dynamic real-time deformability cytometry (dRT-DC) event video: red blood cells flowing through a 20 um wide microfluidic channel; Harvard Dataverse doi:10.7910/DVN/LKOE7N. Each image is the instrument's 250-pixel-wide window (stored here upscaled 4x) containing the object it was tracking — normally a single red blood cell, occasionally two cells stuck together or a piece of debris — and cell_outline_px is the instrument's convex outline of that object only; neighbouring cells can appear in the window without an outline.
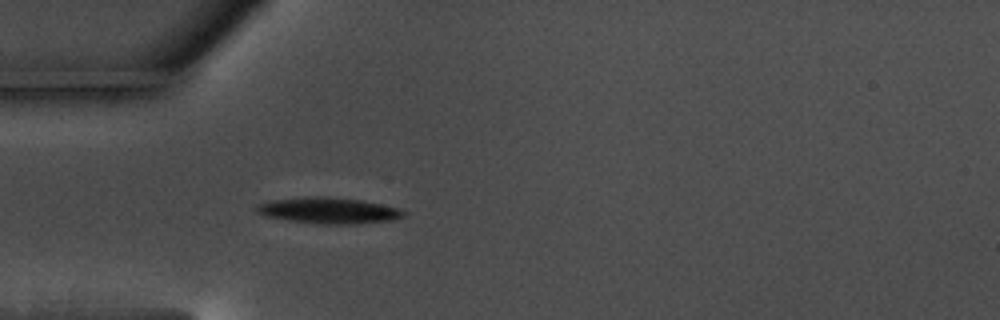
{"species": "common noctule bat (a hibernating species)", "species_latin": "Nyctalus noctula", "temperature_condition": "warm", "stored_images_in_passage": 41, "camera_frame_rate_fps": 3000, "um_per_image_px": 0.085, "animal": {"sex": "male", "body_mass_g": 17.5, "forearm_length_mm": 52.3}, "frame": {"image": 1, "passage_image": 1, "time_ms": 0.0, "image_size_px": [1000, 320], "cell_outline_px": [[408, 212], [404, 216], [392, 220], [352, 224], [324, 224], [288, 220], [268, 216], [256, 212], [256, 208], [260, 204], [276, 200], [316, 196], [328, 196], [360, 200], [400, 208]], "centroid_in_image_um": [28.02, 17.9], "position_along_channel_um": 57.0, "area_um2": 21.96}}
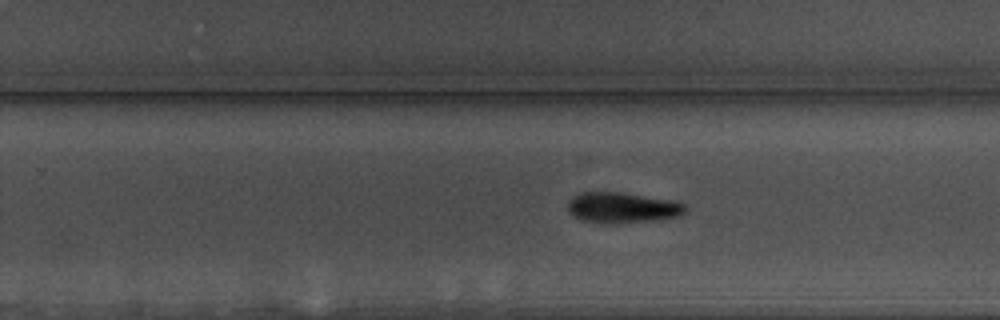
{"frame": {"image": 2, "passage_image": 20, "time_ms": 6.333, "image_size_px": [1000, 320], "cell_outline_px": [[688, 208], [680, 216], [660, 220], [616, 224], [608, 224], [580, 220], [572, 216], [568, 212], [568, 200], [572, 196], [580, 192], [620, 192], [668, 200], [684, 204]], "centroid_in_image_um": [52.85, 17.67], "position_along_channel_um": 277.0, "area_um2": 21.27}}
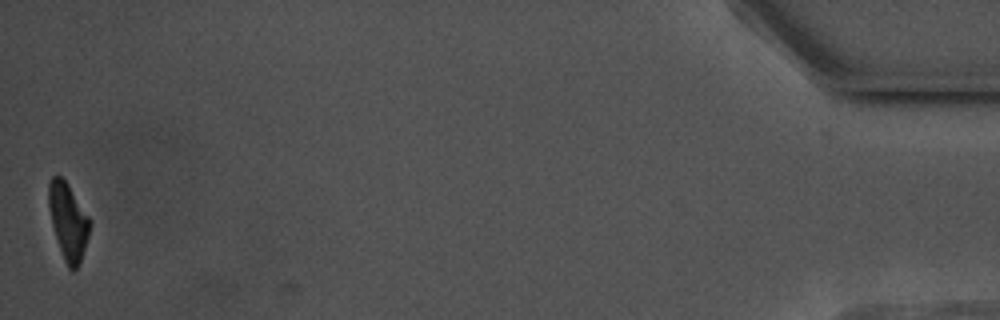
{"frame": {"image": 3, "passage_image": 41, "time_ms": 13.333, "image_size_px": [1000, 320], "cell_outline_px": [[88, 236], [80, 260], [76, 268], [72, 272], [68, 268], [64, 260], [52, 224], [48, 208], [48, 184], [52, 176], [60, 176], [68, 184], [88, 216]], "centroid_in_image_um": [5.75, 18.79], "position_along_channel_um": 429.5, "area_um2": 17.74}, "authors_computed_cell_mechanics": {"area_um2": 20.8658, "velocity_mm_per_s": 3.5591, "shape_relaxation_time_tau1_ms": 3.1317, "shape_relaxation_time_tau2_ms": null, "deformation_change_tau1": 0.1452, "deformation_change_tau2": null}}